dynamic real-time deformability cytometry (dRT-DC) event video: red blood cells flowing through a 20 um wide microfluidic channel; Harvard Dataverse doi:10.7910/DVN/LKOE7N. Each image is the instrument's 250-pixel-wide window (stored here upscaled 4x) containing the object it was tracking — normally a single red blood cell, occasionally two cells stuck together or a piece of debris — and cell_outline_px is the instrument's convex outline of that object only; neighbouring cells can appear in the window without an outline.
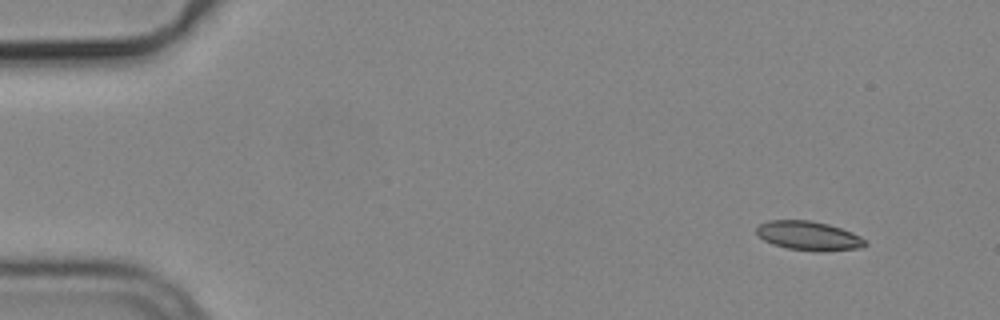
{"species": "common noctule bat (a hibernating species)", "species_latin": "Nyctalus noctula", "temperature_condition": "cold", "stored_images_in_passage": 4, "camera_frame_rate_fps": 3000, "um_per_image_px": 0.085, "animal": {"sex": "male", "body_mass_g": 19.2, "forearm_length_mm": 51.8}, "frame": {"image": 1, "passage_image": 1, "time_ms": 0.0, "image_size_px": [1000, 320], "cell_outline_px": [[868, 244], [860, 248], [820, 252], [816, 252], [788, 248], [772, 244], [764, 240], [756, 232], [756, 228], [760, 224], [768, 220], [812, 220], [828, 224], [852, 232], [868, 240]], "centroid_in_image_um": [68.77, 20.04], "position_along_channel_um": 16.2, "area_um2": 18.61}}
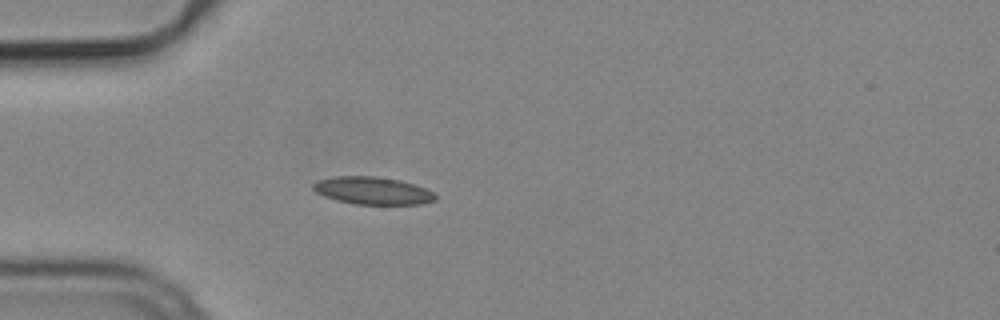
{"frame": {"image": 2, "passage_image": 4, "time_ms": 1.0, "image_size_px": [1000, 320], "cell_outline_px": [[436, 200], [420, 204], [352, 204], [336, 200], [324, 196], [316, 192], [312, 188], [312, 184], [320, 180], [336, 176], [372, 176], [400, 180], [424, 188], [432, 192], [436, 196]], "centroid_in_image_um": [31.65, 16.21], "position_along_channel_um": 53.4, "area_um2": 19.42}}